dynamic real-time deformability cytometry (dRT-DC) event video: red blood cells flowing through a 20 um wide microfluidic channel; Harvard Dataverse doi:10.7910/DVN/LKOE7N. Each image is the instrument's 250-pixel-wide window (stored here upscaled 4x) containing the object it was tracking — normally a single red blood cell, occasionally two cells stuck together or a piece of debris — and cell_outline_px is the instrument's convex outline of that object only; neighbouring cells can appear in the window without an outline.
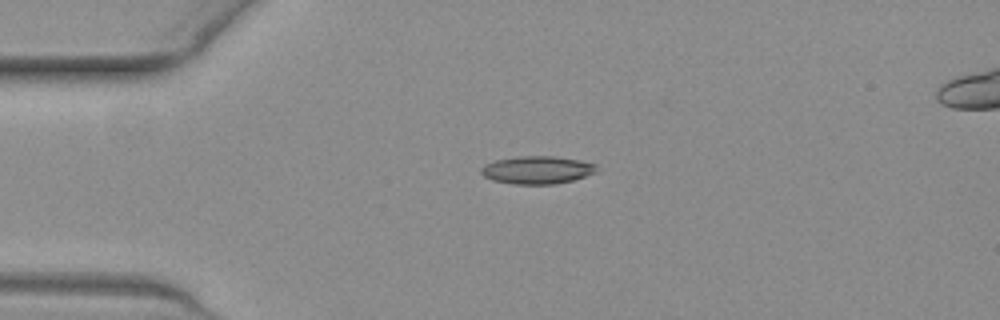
{"species": "common noctule bat (a hibernating species)", "species_latin": "Nyctalus noctula", "temperature_condition": "warm", "stored_images_in_passage": 15, "camera_frame_rate_fps": 3000, "um_per_image_px": 0.085, "animal": {"sex": "female", "body_mass_g": 19.3, "forearm_length_mm": 54.1}, "frame": {"image": 1, "passage_image": 1, "time_ms": 0.0, "image_size_px": [1000, 320], "cell_outline_px": [[596, 172], [572, 180], [556, 184], [512, 184], [492, 180], [484, 176], [480, 172], [480, 168], [484, 164], [496, 160], [520, 156], [552, 156], [580, 160], [596, 164]], "centroid_in_image_um": [45.62, 14.45], "position_along_channel_um": 39.4, "area_um2": 18.67}}
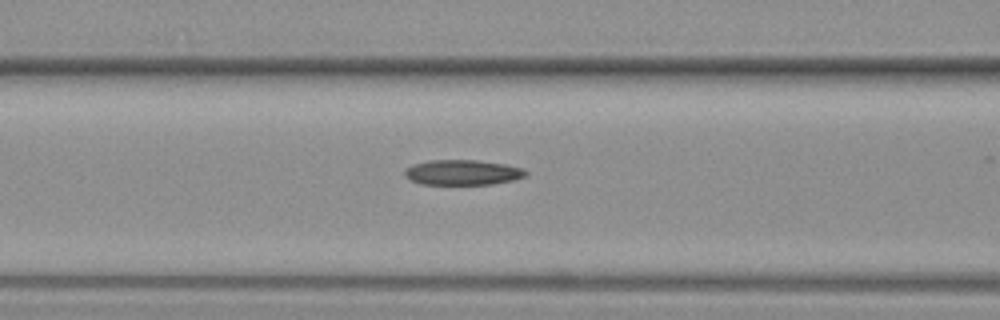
{"frame": {"image": 2, "passage_image": 10, "time_ms": 3.0, "image_size_px": [1000, 320], "cell_outline_px": [[528, 172], [524, 176], [512, 180], [492, 184], [420, 184], [404, 176], [404, 168], [412, 164], [428, 160], [476, 160], [504, 164], [524, 168]], "centroid_in_image_um": [39.28, 14.65], "position_along_channel_um": 127.3, "area_um2": 17.8}}
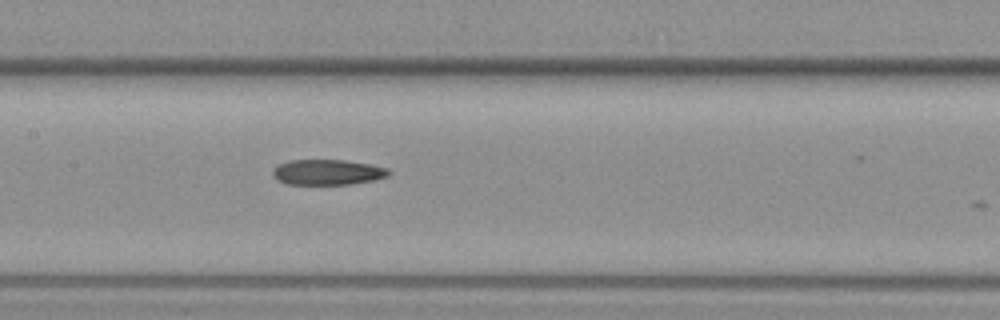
{"frame": {"image": 3, "passage_image": 14, "time_ms": 4.333, "image_size_px": [1000, 320], "cell_outline_px": [[392, 172], [388, 176], [376, 180], [348, 184], [288, 184], [276, 180], [272, 176], [272, 168], [288, 160], [344, 160], [368, 164], [388, 168]], "centroid_in_image_um": [27.83, 14.64], "position_along_channel_um": 179.6, "area_um2": 17.28}}